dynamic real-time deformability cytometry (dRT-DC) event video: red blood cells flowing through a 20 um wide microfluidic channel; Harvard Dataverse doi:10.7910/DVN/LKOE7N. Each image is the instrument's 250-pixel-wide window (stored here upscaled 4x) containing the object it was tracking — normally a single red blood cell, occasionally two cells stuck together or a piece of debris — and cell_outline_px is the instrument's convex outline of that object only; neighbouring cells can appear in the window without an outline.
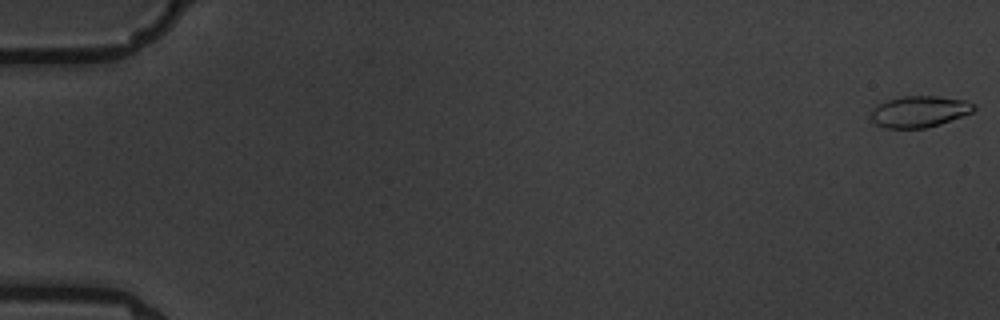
{"species": "common noctule bat (a hibernating species)", "species_latin": "Nyctalus noctula", "temperature_condition": "warm", "stored_images_in_passage": 6, "camera_frame_rate_fps": 3000, "um_per_image_px": 0.085, "animal": {"sex": "male", "body_mass_g": 19.5, "forearm_length_mm": 54.6}, "frame": {"image": 1, "passage_image": 1, "time_ms": 0.0, "image_size_px": [1000, 320], "cell_outline_px": [[976, 108], [972, 112], [940, 124], [924, 128], [888, 128], [876, 124], [868, 116], [872, 108], [876, 104], [900, 96], [940, 96], [964, 100], [976, 104]], "centroid_in_image_um": [78.11, 9.47], "position_along_channel_um": 6.9, "area_um2": 18.96}}